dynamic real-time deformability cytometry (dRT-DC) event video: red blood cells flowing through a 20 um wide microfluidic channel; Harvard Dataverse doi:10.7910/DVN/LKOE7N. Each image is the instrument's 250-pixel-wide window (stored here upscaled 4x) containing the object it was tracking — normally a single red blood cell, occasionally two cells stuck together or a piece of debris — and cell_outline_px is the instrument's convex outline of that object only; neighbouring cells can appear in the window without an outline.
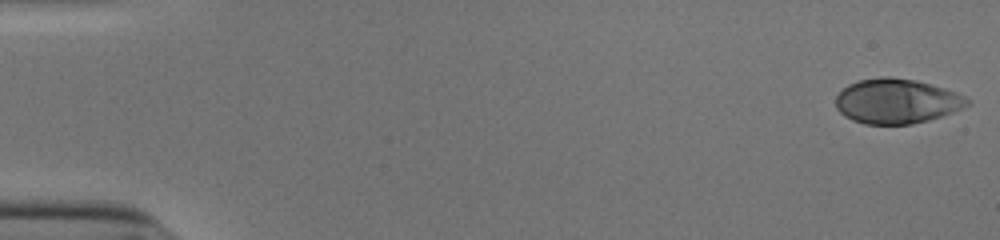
{"species": "human", "species_latin": "Homo sapiens", "temperature_condition": "cold", "stored_images_in_passage": 52, "camera_frame_rate_fps": 3000, "um_per_image_px": 0.085, "donor": {"sex": "male"}, "frame": {"image": 1, "passage_image": 1, "time_ms": 0.0, "image_size_px": [1000, 240], "cell_outline_px": [[972, 104], [952, 112], [928, 120], [912, 124], [864, 124], [852, 120], [844, 116], [836, 108], [836, 96], [848, 84], [860, 80], [888, 76], [916, 80], [956, 92], [964, 96]], "centroid_in_image_um": [76.2, 8.6], "position_along_channel_um": 8.8, "area_um2": 34.16}}
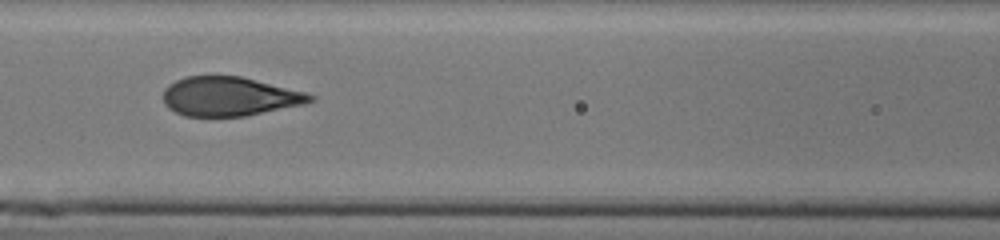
{"frame": {"image": 2, "passage_image": 24, "time_ms": 7.667, "image_size_px": [1000, 240], "cell_outline_px": [[316, 100], [304, 104], [244, 116], [184, 116], [168, 108], [164, 104], [160, 96], [164, 88], [168, 84], [176, 80], [188, 76], [240, 76], [304, 92], [316, 96]], "centroid_in_image_um": [19.44, 8.2], "position_along_channel_um": 147.2, "area_um2": 33.52}}
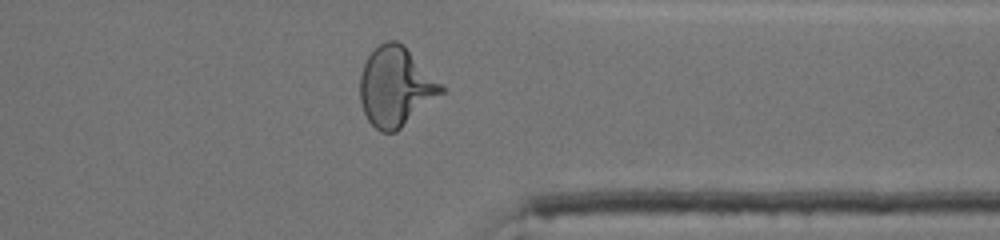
{"frame": {"image": 3, "passage_image": 42, "time_ms": 13.667, "image_size_px": [1000, 240], "cell_outline_px": [[444, 92], [396, 132], [380, 132], [368, 120], [364, 112], [360, 100], [360, 72], [368, 56], [380, 44], [388, 40], [396, 40], [404, 44], [444, 88]], "centroid_in_image_um": [33.61, 7.37], "position_along_channel_um": 377.8, "area_um2": 37.17}, "authors_computed_cell_mechanics": {"area_um2": 34.7089, "velocity_mm_per_s": 3.909, "shape_relaxation_time_tau1_ms": 3.8274, "shape_relaxation_time_tau2_ms": null, "deformation_change_tau1": 0.1972, "deformation_change_tau2": null}}